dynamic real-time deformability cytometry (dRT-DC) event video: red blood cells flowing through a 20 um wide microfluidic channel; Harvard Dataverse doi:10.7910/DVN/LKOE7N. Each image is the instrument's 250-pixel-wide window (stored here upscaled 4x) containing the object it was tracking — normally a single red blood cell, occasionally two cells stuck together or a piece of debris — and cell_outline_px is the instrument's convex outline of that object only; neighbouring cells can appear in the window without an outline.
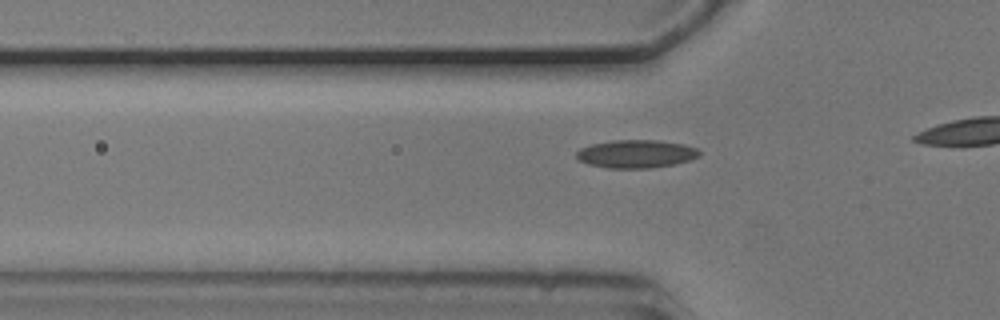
{"species": "common noctule bat (a hibernating species)", "species_latin": "Nyctalus noctula", "temperature_condition": "cold", "stored_images_in_passage": 16, "camera_frame_rate_fps": 3000, "um_per_image_px": 0.085, "animal": {"sex": "male", "body_mass_g": 20.5, "forearm_length_mm": 52.5}, "frame": {"image": 1, "passage_image": 10, "time_ms": 3.0, "image_size_px": [1000, 320], "cell_outline_px": [[700, 156], [676, 164], [652, 168], [608, 168], [588, 164], [576, 160], [576, 152], [580, 148], [592, 144], [612, 140], [660, 140], [684, 144], [696, 148], [700, 152]], "centroid_in_image_um": [54.05, 13.08], "position_along_channel_um": 71.7, "area_um2": 20.29}}
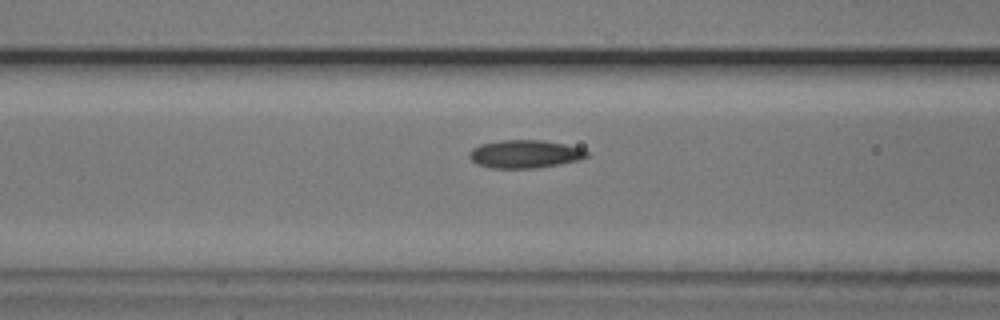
{"frame": {"image": 2, "passage_image": 14, "time_ms": 4.333, "image_size_px": [1000, 320], "cell_outline_px": [[588, 156], [580, 160], [560, 164], [536, 168], [492, 168], [476, 164], [468, 156], [468, 152], [472, 148], [480, 144], [500, 140], [544, 140], [564, 144], [580, 148], [588, 152]], "centroid_in_image_um": [44.59, 13.09], "position_along_channel_um": 122.0, "area_um2": 19.31}}